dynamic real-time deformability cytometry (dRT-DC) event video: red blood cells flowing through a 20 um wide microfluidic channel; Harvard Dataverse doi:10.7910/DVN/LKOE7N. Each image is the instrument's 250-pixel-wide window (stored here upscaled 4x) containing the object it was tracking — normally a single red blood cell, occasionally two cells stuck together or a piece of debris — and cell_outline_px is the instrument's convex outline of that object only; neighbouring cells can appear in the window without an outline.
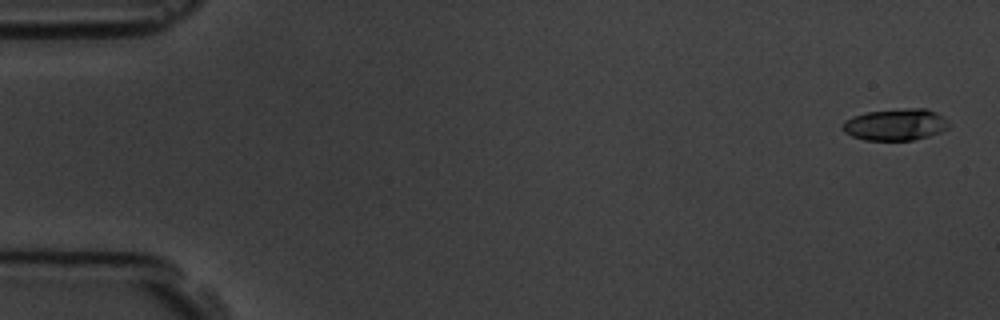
{"species": "common noctule bat (a hibernating species)", "species_latin": "Nyctalus noctula", "temperature_condition": "room temperature", "stored_images_in_passage": 8, "camera_frame_rate_fps": 3000, "um_per_image_px": 0.085, "animal": {"sex": "male", "body_mass_g": 19.5, "forearm_length_mm": 54.6}, "frame": {"image": 1, "passage_image": 1, "time_ms": 0.0, "image_size_px": [1000, 320], "cell_outline_px": [[948, 128], [940, 132], [928, 136], [912, 140], [864, 140], [852, 136], [844, 132], [844, 120], [852, 116], [868, 112], [908, 108], [924, 108], [936, 112], [948, 120]], "centroid_in_image_um": [76.13, 10.59], "position_along_channel_um": 8.9, "area_um2": 19.48}}
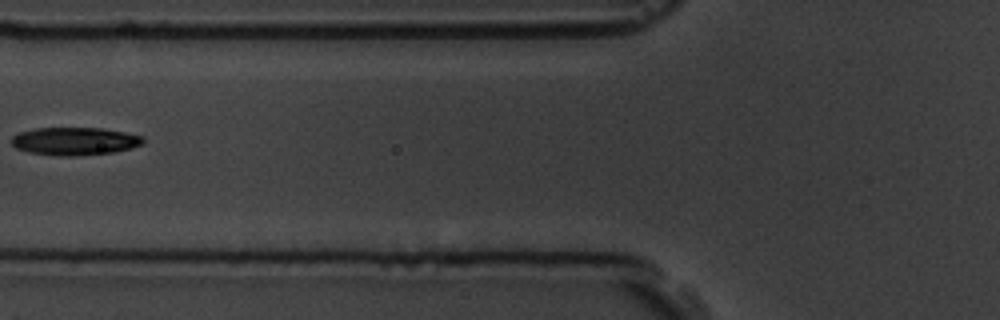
{"frame": {"image": 2, "passage_image": 7, "time_ms": 7.0, "image_size_px": [1000, 320], "cell_outline_px": [[144, 144], [132, 148], [116, 152], [72, 156], [60, 156], [28, 152], [16, 148], [12, 144], [12, 136], [20, 132], [36, 128], [100, 128], [124, 132], [144, 136]], "centroid_in_image_um": [6.38, 12.0], "position_along_channel_um": 119.4, "area_um2": 21.44}}
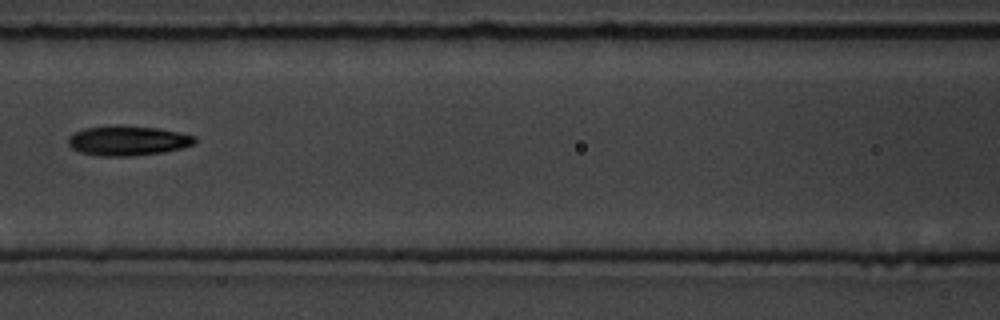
{"frame": {"image": 3, "passage_image": 8, "time_ms": 8.0, "image_size_px": [1000, 320], "cell_outline_px": [[196, 144], [184, 148], [164, 152], [132, 156], [100, 156], [80, 152], [72, 148], [68, 144], [68, 136], [84, 128], [120, 124], [160, 128], [180, 132], [196, 136]], "centroid_in_image_um": [10.9, 11.94], "position_along_channel_um": 155.7, "area_um2": 22.43}}